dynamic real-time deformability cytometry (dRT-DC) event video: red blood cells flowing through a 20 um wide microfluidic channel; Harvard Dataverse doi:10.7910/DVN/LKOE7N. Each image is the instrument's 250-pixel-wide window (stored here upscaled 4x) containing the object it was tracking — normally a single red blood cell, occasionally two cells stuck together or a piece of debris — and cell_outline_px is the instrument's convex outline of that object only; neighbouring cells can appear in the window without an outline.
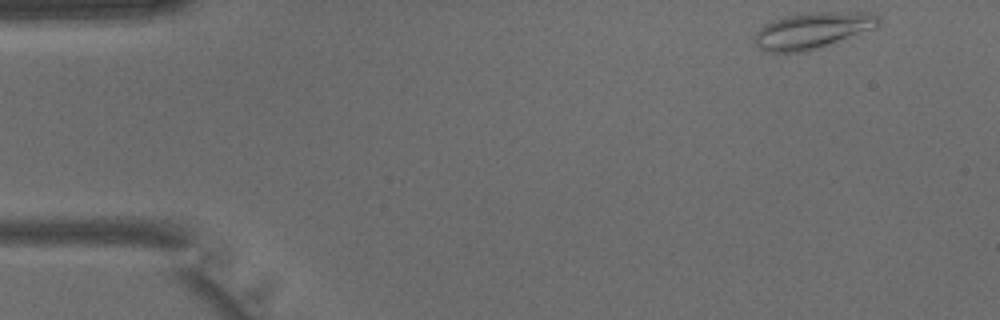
{"species": "common noctule bat (a hibernating species)", "species_latin": "Nyctalus noctula", "temperature_condition": "warm", "stored_images_in_passage": 39, "camera_frame_rate_fps": 3000, "um_per_image_px": 0.085, "animal": {"sex": "male", "body_mass_g": 15.6}, "frame": {"image": 1, "passage_image": 1, "time_ms": 0.0, "image_size_px": [1000, 320], "cell_outline_px": [[880, 28], [808, 52], [768, 52], [760, 48], [752, 40], [756, 32], [764, 24], [772, 20], [784, 16], [808, 12], [868, 12], [876, 16], [880, 20]], "centroid_in_image_um": [69.1, 2.6], "position_along_channel_um": 15.9, "area_um2": 26.82}}
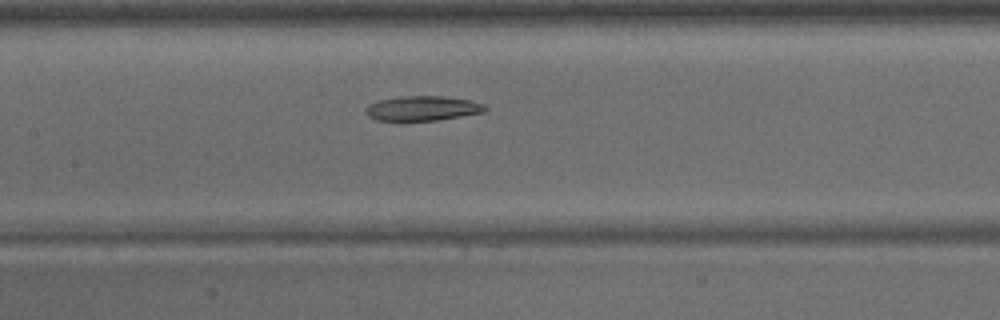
{"frame": {"image": 2, "passage_image": 17, "time_ms": 5.333, "image_size_px": [1000, 320], "cell_outline_px": [[488, 112], [436, 120], [376, 120], [368, 116], [364, 112], [364, 108], [368, 104], [380, 100], [400, 96], [444, 96], [468, 100], [484, 104], [488, 108]], "centroid_in_image_um": [35.92, 9.2], "position_along_channel_um": 171.5, "area_um2": 17.28}}
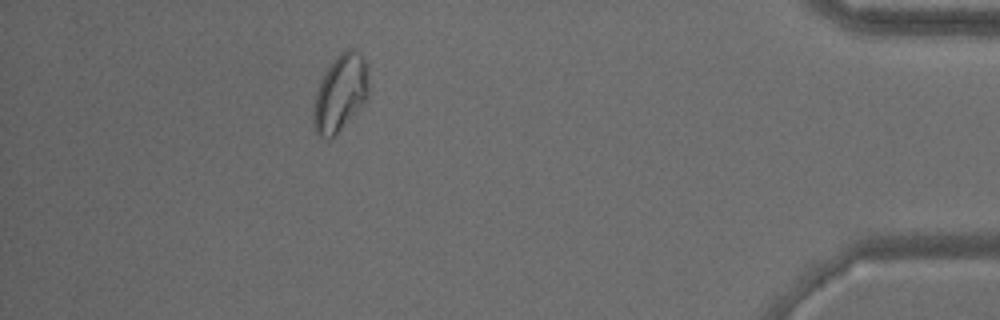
{"frame": {"image": 3, "passage_image": 35, "time_ms": 11.333, "image_size_px": [1000, 320], "cell_outline_px": [[368, 96], [364, 104], [332, 140], [328, 140], [320, 136], [316, 132], [312, 120], [312, 112], [316, 92], [324, 72], [336, 56], [340, 52], [348, 48], [352, 48], [368, 64]], "centroid_in_image_um": [28.92, 7.95], "position_along_channel_um": 406.3, "area_um2": 25.09}}